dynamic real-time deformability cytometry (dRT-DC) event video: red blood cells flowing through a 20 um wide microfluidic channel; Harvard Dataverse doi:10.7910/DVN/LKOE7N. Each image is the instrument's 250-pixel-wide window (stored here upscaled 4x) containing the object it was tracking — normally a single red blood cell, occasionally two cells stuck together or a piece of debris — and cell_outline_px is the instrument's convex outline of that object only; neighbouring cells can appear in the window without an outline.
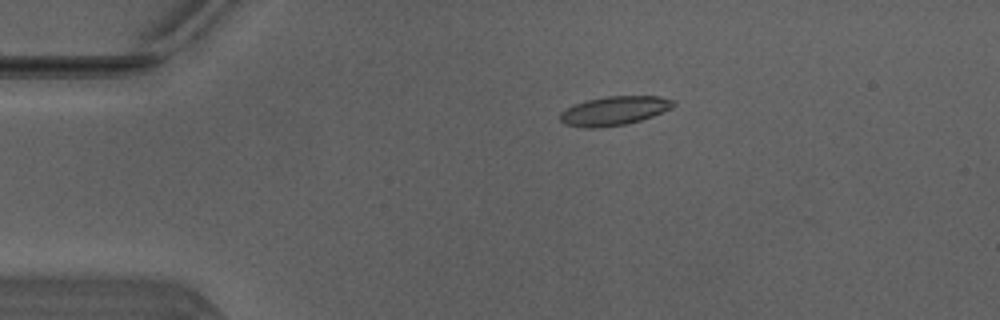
{"species": "Egyptian fruit bat (a non-hibernating species)", "species_latin": "Rousettus aegyptiacus", "temperature_condition": "warm", "stored_images_in_passage": 5, "camera_frame_rate_fps": 3000, "um_per_image_px": 0.085, "animal": {"sex": "male"}, "frame": {"image": 1, "passage_image": 1, "time_ms": 0.0, "image_size_px": [1000, 320], "cell_outline_px": [[676, 104], [672, 108], [652, 116], [640, 120], [624, 124], [592, 128], [584, 128], [564, 124], [560, 120], [560, 112], [576, 104], [588, 100], [608, 96], [656, 96], [672, 100]], "centroid_in_image_um": [52.2, 9.42], "position_along_channel_um": 32.8, "area_um2": 18.79}}